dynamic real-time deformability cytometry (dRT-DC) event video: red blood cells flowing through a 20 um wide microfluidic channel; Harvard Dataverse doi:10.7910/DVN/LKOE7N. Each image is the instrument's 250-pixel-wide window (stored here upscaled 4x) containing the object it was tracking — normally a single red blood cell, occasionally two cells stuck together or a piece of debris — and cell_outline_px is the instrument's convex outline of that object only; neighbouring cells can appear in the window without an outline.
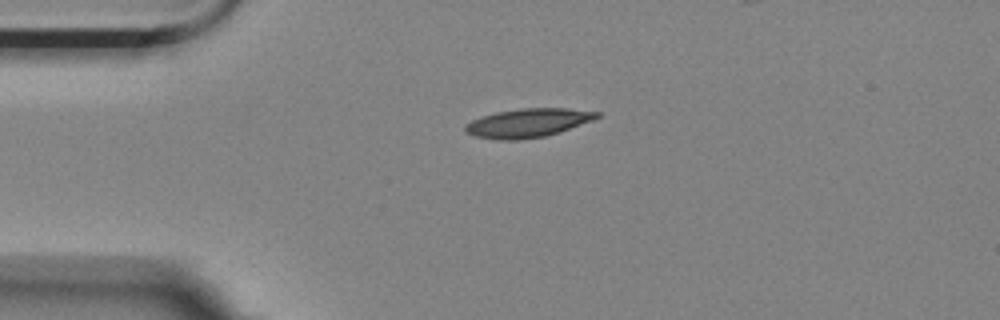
{"species": "Egyptian fruit bat (a non-hibernating species)", "species_latin": "Rousettus aegyptiacus", "temperature_condition": "room temperature", "stored_images_in_passage": 2, "camera_frame_rate_fps": 3000, "um_per_image_px": 0.085, "animal": {"sex": "female"}, "frame": {"image": 1, "passage_image": 2, "time_ms": 0.333, "image_size_px": [1000, 320], "cell_outline_px": [[600, 116], [592, 120], [544, 136], [520, 140], [496, 140], [472, 136], [464, 132], [464, 124], [472, 120], [496, 112], [520, 108], [568, 108], [600, 112]], "centroid_in_image_um": [44.79, 10.45], "position_along_channel_um": 40.2, "area_um2": 21.96}}